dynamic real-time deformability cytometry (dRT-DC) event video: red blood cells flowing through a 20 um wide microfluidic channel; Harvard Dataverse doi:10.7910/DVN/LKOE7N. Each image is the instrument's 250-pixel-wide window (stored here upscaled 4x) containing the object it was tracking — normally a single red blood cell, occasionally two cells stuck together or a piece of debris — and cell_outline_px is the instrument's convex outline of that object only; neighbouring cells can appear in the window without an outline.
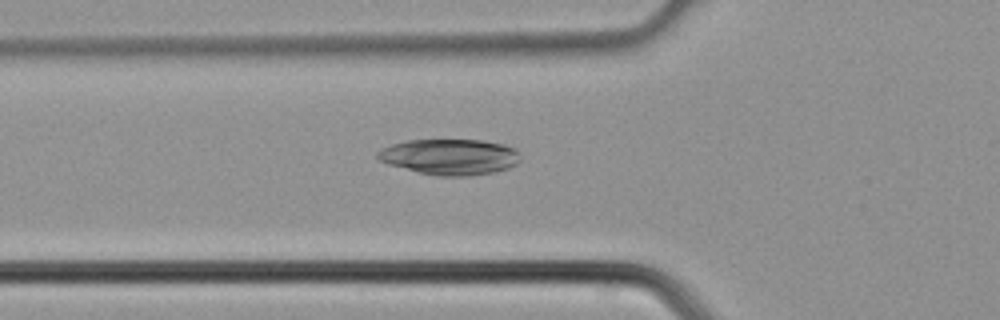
{"species": "common noctule bat (a hibernating species)", "species_latin": "Nyctalus noctula", "temperature_condition": "cold", "stored_images_in_passage": 2, "camera_frame_rate_fps": 3000, "um_per_image_px": 0.085, "animal": {"sex": "male", "body_mass_g": 21.5, "forearm_length_mm": 52.0}, "frame": {"image": 1, "passage_image": 2, "time_ms": 0.333, "image_size_px": [1000, 320], "cell_outline_px": [[520, 160], [516, 164], [508, 168], [492, 172], [468, 176], [436, 176], [388, 164], [380, 160], [376, 156], [376, 152], [380, 148], [392, 144], [408, 140], [484, 140], [504, 144], [516, 148], [520, 156]], "centroid_in_image_um": [38.25, 13.32], "position_along_channel_um": 87.6, "area_um2": 29.82}}